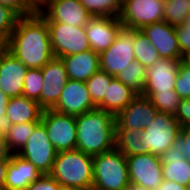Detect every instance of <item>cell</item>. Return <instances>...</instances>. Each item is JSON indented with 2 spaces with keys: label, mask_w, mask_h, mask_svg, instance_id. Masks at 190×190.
<instances>
[{
  "label": "cell",
  "mask_w": 190,
  "mask_h": 190,
  "mask_svg": "<svg viewBox=\"0 0 190 190\" xmlns=\"http://www.w3.org/2000/svg\"><path fill=\"white\" fill-rule=\"evenodd\" d=\"M6 49L32 69L43 68L55 57L47 22L38 12L18 18Z\"/></svg>",
  "instance_id": "1"
},
{
  "label": "cell",
  "mask_w": 190,
  "mask_h": 190,
  "mask_svg": "<svg viewBox=\"0 0 190 190\" xmlns=\"http://www.w3.org/2000/svg\"><path fill=\"white\" fill-rule=\"evenodd\" d=\"M76 149L95 156L115 148V115L96 108L75 116Z\"/></svg>",
  "instance_id": "2"
},
{
  "label": "cell",
  "mask_w": 190,
  "mask_h": 190,
  "mask_svg": "<svg viewBox=\"0 0 190 190\" xmlns=\"http://www.w3.org/2000/svg\"><path fill=\"white\" fill-rule=\"evenodd\" d=\"M49 175L61 186L92 190L93 156L78 149L57 152Z\"/></svg>",
  "instance_id": "3"
},
{
  "label": "cell",
  "mask_w": 190,
  "mask_h": 190,
  "mask_svg": "<svg viewBox=\"0 0 190 190\" xmlns=\"http://www.w3.org/2000/svg\"><path fill=\"white\" fill-rule=\"evenodd\" d=\"M129 184L126 156L116 147L93 156L92 190H126Z\"/></svg>",
  "instance_id": "4"
},
{
  "label": "cell",
  "mask_w": 190,
  "mask_h": 190,
  "mask_svg": "<svg viewBox=\"0 0 190 190\" xmlns=\"http://www.w3.org/2000/svg\"><path fill=\"white\" fill-rule=\"evenodd\" d=\"M180 130L181 126L175 115L158 111L154 121L142 130L143 154L151 153L160 157L172 147Z\"/></svg>",
  "instance_id": "5"
},
{
  "label": "cell",
  "mask_w": 190,
  "mask_h": 190,
  "mask_svg": "<svg viewBox=\"0 0 190 190\" xmlns=\"http://www.w3.org/2000/svg\"><path fill=\"white\" fill-rule=\"evenodd\" d=\"M135 29L122 27L114 43L99 54L100 69L117 76L135 59Z\"/></svg>",
  "instance_id": "6"
},
{
  "label": "cell",
  "mask_w": 190,
  "mask_h": 190,
  "mask_svg": "<svg viewBox=\"0 0 190 190\" xmlns=\"http://www.w3.org/2000/svg\"><path fill=\"white\" fill-rule=\"evenodd\" d=\"M41 122L47 136L57 152L76 149L77 130L75 116L60 113L53 109L43 111Z\"/></svg>",
  "instance_id": "7"
},
{
  "label": "cell",
  "mask_w": 190,
  "mask_h": 190,
  "mask_svg": "<svg viewBox=\"0 0 190 190\" xmlns=\"http://www.w3.org/2000/svg\"><path fill=\"white\" fill-rule=\"evenodd\" d=\"M17 154L31 162L41 174H50L57 151L49 141L46 128L41 121L35 126L26 144Z\"/></svg>",
  "instance_id": "8"
},
{
  "label": "cell",
  "mask_w": 190,
  "mask_h": 190,
  "mask_svg": "<svg viewBox=\"0 0 190 190\" xmlns=\"http://www.w3.org/2000/svg\"><path fill=\"white\" fill-rule=\"evenodd\" d=\"M55 57H63L90 49L85 27H73L62 22H47Z\"/></svg>",
  "instance_id": "9"
},
{
  "label": "cell",
  "mask_w": 190,
  "mask_h": 190,
  "mask_svg": "<svg viewBox=\"0 0 190 190\" xmlns=\"http://www.w3.org/2000/svg\"><path fill=\"white\" fill-rule=\"evenodd\" d=\"M118 18L123 27L140 30L164 20V3L161 0H127L121 4Z\"/></svg>",
  "instance_id": "10"
},
{
  "label": "cell",
  "mask_w": 190,
  "mask_h": 190,
  "mask_svg": "<svg viewBox=\"0 0 190 190\" xmlns=\"http://www.w3.org/2000/svg\"><path fill=\"white\" fill-rule=\"evenodd\" d=\"M129 181L147 189L156 190L163 182L162 162L151 153L126 156Z\"/></svg>",
  "instance_id": "11"
},
{
  "label": "cell",
  "mask_w": 190,
  "mask_h": 190,
  "mask_svg": "<svg viewBox=\"0 0 190 190\" xmlns=\"http://www.w3.org/2000/svg\"><path fill=\"white\" fill-rule=\"evenodd\" d=\"M38 13L46 22H62L73 27H85L92 18L79 0H48Z\"/></svg>",
  "instance_id": "12"
},
{
  "label": "cell",
  "mask_w": 190,
  "mask_h": 190,
  "mask_svg": "<svg viewBox=\"0 0 190 190\" xmlns=\"http://www.w3.org/2000/svg\"><path fill=\"white\" fill-rule=\"evenodd\" d=\"M44 85L41 92V107L52 109L58 102L61 93L69 80L65 65L61 58H52L41 68Z\"/></svg>",
  "instance_id": "13"
},
{
  "label": "cell",
  "mask_w": 190,
  "mask_h": 190,
  "mask_svg": "<svg viewBox=\"0 0 190 190\" xmlns=\"http://www.w3.org/2000/svg\"><path fill=\"white\" fill-rule=\"evenodd\" d=\"M96 108L85 82L69 79L57 104L52 109L67 115L78 116Z\"/></svg>",
  "instance_id": "14"
},
{
  "label": "cell",
  "mask_w": 190,
  "mask_h": 190,
  "mask_svg": "<svg viewBox=\"0 0 190 190\" xmlns=\"http://www.w3.org/2000/svg\"><path fill=\"white\" fill-rule=\"evenodd\" d=\"M28 68L6 48L0 53V90L9 98L22 96Z\"/></svg>",
  "instance_id": "15"
},
{
  "label": "cell",
  "mask_w": 190,
  "mask_h": 190,
  "mask_svg": "<svg viewBox=\"0 0 190 190\" xmlns=\"http://www.w3.org/2000/svg\"><path fill=\"white\" fill-rule=\"evenodd\" d=\"M158 110L147 96L138 94L130 104L116 116V128H133L144 130L154 121Z\"/></svg>",
  "instance_id": "16"
},
{
  "label": "cell",
  "mask_w": 190,
  "mask_h": 190,
  "mask_svg": "<svg viewBox=\"0 0 190 190\" xmlns=\"http://www.w3.org/2000/svg\"><path fill=\"white\" fill-rule=\"evenodd\" d=\"M140 30L158 51L160 58L183 59L174 26L163 20L146 25Z\"/></svg>",
  "instance_id": "17"
},
{
  "label": "cell",
  "mask_w": 190,
  "mask_h": 190,
  "mask_svg": "<svg viewBox=\"0 0 190 190\" xmlns=\"http://www.w3.org/2000/svg\"><path fill=\"white\" fill-rule=\"evenodd\" d=\"M122 27L118 17H92L85 26L90 49L98 54L107 50Z\"/></svg>",
  "instance_id": "18"
},
{
  "label": "cell",
  "mask_w": 190,
  "mask_h": 190,
  "mask_svg": "<svg viewBox=\"0 0 190 190\" xmlns=\"http://www.w3.org/2000/svg\"><path fill=\"white\" fill-rule=\"evenodd\" d=\"M182 60L160 58L152 66L147 67L143 92H164L174 89Z\"/></svg>",
  "instance_id": "19"
},
{
  "label": "cell",
  "mask_w": 190,
  "mask_h": 190,
  "mask_svg": "<svg viewBox=\"0 0 190 190\" xmlns=\"http://www.w3.org/2000/svg\"><path fill=\"white\" fill-rule=\"evenodd\" d=\"M41 176L43 174L31 162L18 154H10L4 185L9 190H25Z\"/></svg>",
  "instance_id": "20"
},
{
  "label": "cell",
  "mask_w": 190,
  "mask_h": 190,
  "mask_svg": "<svg viewBox=\"0 0 190 190\" xmlns=\"http://www.w3.org/2000/svg\"><path fill=\"white\" fill-rule=\"evenodd\" d=\"M60 58L71 80L86 82L100 69L99 54L91 49Z\"/></svg>",
  "instance_id": "21"
},
{
  "label": "cell",
  "mask_w": 190,
  "mask_h": 190,
  "mask_svg": "<svg viewBox=\"0 0 190 190\" xmlns=\"http://www.w3.org/2000/svg\"><path fill=\"white\" fill-rule=\"evenodd\" d=\"M163 180L179 185H190V162L175 147H170L161 156Z\"/></svg>",
  "instance_id": "22"
},
{
  "label": "cell",
  "mask_w": 190,
  "mask_h": 190,
  "mask_svg": "<svg viewBox=\"0 0 190 190\" xmlns=\"http://www.w3.org/2000/svg\"><path fill=\"white\" fill-rule=\"evenodd\" d=\"M43 111L39 102L22 95L9 99L6 116L12 124L40 122Z\"/></svg>",
  "instance_id": "23"
},
{
  "label": "cell",
  "mask_w": 190,
  "mask_h": 190,
  "mask_svg": "<svg viewBox=\"0 0 190 190\" xmlns=\"http://www.w3.org/2000/svg\"><path fill=\"white\" fill-rule=\"evenodd\" d=\"M137 95L134 90L115 77L110 83L107 95H105L103 101L97 108L116 116L121 110L126 108Z\"/></svg>",
  "instance_id": "24"
},
{
  "label": "cell",
  "mask_w": 190,
  "mask_h": 190,
  "mask_svg": "<svg viewBox=\"0 0 190 190\" xmlns=\"http://www.w3.org/2000/svg\"><path fill=\"white\" fill-rule=\"evenodd\" d=\"M142 130L116 128L115 147L125 156L143 154Z\"/></svg>",
  "instance_id": "25"
},
{
  "label": "cell",
  "mask_w": 190,
  "mask_h": 190,
  "mask_svg": "<svg viewBox=\"0 0 190 190\" xmlns=\"http://www.w3.org/2000/svg\"><path fill=\"white\" fill-rule=\"evenodd\" d=\"M38 123L12 124L5 136L7 148L11 154H17L24 147Z\"/></svg>",
  "instance_id": "26"
},
{
  "label": "cell",
  "mask_w": 190,
  "mask_h": 190,
  "mask_svg": "<svg viewBox=\"0 0 190 190\" xmlns=\"http://www.w3.org/2000/svg\"><path fill=\"white\" fill-rule=\"evenodd\" d=\"M114 78L115 76L99 69L85 82L90 98L96 107L103 101L105 95H107V90Z\"/></svg>",
  "instance_id": "27"
},
{
  "label": "cell",
  "mask_w": 190,
  "mask_h": 190,
  "mask_svg": "<svg viewBox=\"0 0 190 190\" xmlns=\"http://www.w3.org/2000/svg\"><path fill=\"white\" fill-rule=\"evenodd\" d=\"M134 55L145 68L152 66L160 59L158 51L141 30H135Z\"/></svg>",
  "instance_id": "28"
},
{
  "label": "cell",
  "mask_w": 190,
  "mask_h": 190,
  "mask_svg": "<svg viewBox=\"0 0 190 190\" xmlns=\"http://www.w3.org/2000/svg\"><path fill=\"white\" fill-rule=\"evenodd\" d=\"M146 68L137 60L122 70L116 78L130 87L137 94H142L144 90Z\"/></svg>",
  "instance_id": "29"
},
{
  "label": "cell",
  "mask_w": 190,
  "mask_h": 190,
  "mask_svg": "<svg viewBox=\"0 0 190 190\" xmlns=\"http://www.w3.org/2000/svg\"><path fill=\"white\" fill-rule=\"evenodd\" d=\"M147 96L159 112L175 115L178 111L181 98L174 89L164 92H142Z\"/></svg>",
  "instance_id": "30"
},
{
  "label": "cell",
  "mask_w": 190,
  "mask_h": 190,
  "mask_svg": "<svg viewBox=\"0 0 190 190\" xmlns=\"http://www.w3.org/2000/svg\"><path fill=\"white\" fill-rule=\"evenodd\" d=\"M92 17H119L118 0H79Z\"/></svg>",
  "instance_id": "31"
},
{
  "label": "cell",
  "mask_w": 190,
  "mask_h": 190,
  "mask_svg": "<svg viewBox=\"0 0 190 190\" xmlns=\"http://www.w3.org/2000/svg\"><path fill=\"white\" fill-rule=\"evenodd\" d=\"M190 12V0H171L164 4V21L176 27L181 25Z\"/></svg>",
  "instance_id": "32"
},
{
  "label": "cell",
  "mask_w": 190,
  "mask_h": 190,
  "mask_svg": "<svg viewBox=\"0 0 190 190\" xmlns=\"http://www.w3.org/2000/svg\"><path fill=\"white\" fill-rule=\"evenodd\" d=\"M44 85V78L41 69L28 68L25 75L23 96L39 102L41 106V92Z\"/></svg>",
  "instance_id": "33"
},
{
  "label": "cell",
  "mask_w": 190,
  "mask_h": 190,
  "mask_svg": "<svg viewBox=\"0 0 190 190\" xmlns=\"http://www.w3.org/2000/svg\"><path fill=\"white\" fill-rule=\"evenodd\" d=\"M174 90L181 99L190 98V65L183 60L179 64Z\"/></svg>",
  "instance_id": "34"
},
{
  "label": "cell",
  "mask_w": 190,
  "mask_h": 190,
  "mask_svg": "<svg viewBox=\"0 0 190 190\" xmlns=\"http://www.w3.org/2000/svg\"><path fill=\"white\" fill-rule=\"evenodd\" d=\"M19 16L10 8L0 4V37L7 42Z\"/></svg>",
  "instance_id": "35"
},
{
  "label": "cell",
  "mask_w": 190,
  "mask_h": 190,
  "mask_svg": "<svg viewBox=\"0 0 190 190\" xmlns=\"http://www.w3.org/2000/svg\"><path fill=\"white\" fill-rule=\"evenodd\" d=\"M172 146L190 162V127H181L180 135L174 140Z\"/></svg>",
  "instance_id": "36"
},
{
  "label": "cell",
  "mask_w": 190,
  "mask_h": 190,
  "mask_svg": "<svg viewBox=\"0 0 190 190\" xmlns=\"http://www.w3.org/2000/svg\"><path fill=\"white\" fill-rule=\"evenodd\" d=\"M0 4L13 10L19 17L37 13L26 0H0Z\"/></svg>",
  "instance_id": "37"
},
{
  "label": "cell",
  "mask_w": 190,
  "mask_h": 190,
  "mask_svg": "<svg viewBox=\"0 0 190 190\" xmlns=\"http://www.w3.org/2000/svg\"><path fill=\"white\" fill-rule=\"evenodd\" d=\"M9 97L0 90V134L6 136L12 126L11 120L6 116Z\"/></svg>",
  "instance_id": "38"
},
{
  "label": "cell",
  "mask_w": 190,
  "mask_h": 190,
  "mask_svg": "<svg viewBox=\"0 0 190 190\" xmlns=\"http://www.w3.org/2000/svg\"><path fill=\"white\" fill-rule=\"evenodd\" d=\"M61 185L50 175H43L25 190H60Z\"/></svg>",
  "instance_id": "39"
},
{
  "label": "cell",
  "mask_w": 190,
  "mask_h": 190,
  "mask_svg": "<svg viewBox=\"0 0 190 190\" xmlns=\"http://www.w3.org/2000/svg\"><path fill=\"white\" fill-rule=\"evenodd\" d=\"M175 30L181 56L184 57L190 52V30H186L182 25L176 26Z\"/></svg>",
  "instance_id": "40"
},
{
  "label": "cell",
  "mask_w": 190,
  "mask_h": 190,
  "mask_svg": "<svg viewBox=\"0 0 190 190\" xmlns=\"http://www.w3.org/2000/svg\"><path fill=\"white\" fill-rule=\"evenodd\" d=\"M175 117L181 127H190V98L181 100Z\"/></svg>",
  "instance_id": "41"
},
{
  "label": "cell",
  "mask_w": 190,
  "mask_h": 190,
  "mask_svg": "<svg viewBox=\"0 0 190 190\" xmlns=\"http://www.w3.org/2000/svg\"><path fill=\"white\" fill-rule=\"evenodd\" d=\"M187 187L179 185L174 181L163 180L160 186L156 190H186Z\"/></svg>",
  "instance_id": "42"
},
{
  "label": "cell",
  "mask_w": 190,
  "mask_h": 190,
  "mask_svg": "<svg viewBox=\"0 0 190 190\" xmlns=\"http://www.w3.org/2000/svg\"><path fill=\"white\" fill-rule=\"evenodd\" d=\"M8 161H9V157L0 158V185L5 184V176H6Z\"/></svg>",
  "instance_id": "43"
},
{
  "label": "cell",
  "mask_w": 190,
  "mask_h": 190,
  "mask_svg": "<svg viewBox=\"0 0 190 190\" xmlns=\"http://www.w3.org/2000/svg\"><path fill=\"white\" fill-rule=\"evenodd\" d=\"M26 2L36 11L40 12L46 5L48 0H26Z\"/></svg>",
  "instance_id": "44"
},
{
  "label": "cell",
  "mask_w": 190,
  "mask_h": 190,
  "mask_svg": "<svg viewBox=\"0 0 190 190\" xmlns=\"http://www.w3.org/2000/svg\"><path fill=\"white\" fill-rule=\"evenodd\" d=\"M10 154L11 153L9 152L7 145H6L5 136L0 134V158L9 157Z\"/></svg>",
  "instance_id": "45"
},
{
  "label": "cell",
  "mask_w": 190,
  "mask_h": 190,
  "mask_svg": "<svg viewBox=\"0 0 190 190\" xmlns=\"http://www.w3.org/2000/svg\"><path fill=\"white\" fill-rule=\"evenodd\" d=\"M186 30H190V12L187 14L184 22L181 24Z\"/></svg>",
  "instance_id": "46"
},
{
  "label": "cell",
  "mask_w": 190,
  "mask_h": 190,
  "mask_svg": "<svg viewBox=\"0 0 190 190\" xmlns=\"http://www.w3.org/2000/svg\"><path fill=\"white\" fill-rule=\"evenodd\" d=\"M126 190H151V189H147V188H144V187H141V186H138V185H135V184H129L127 189Z\"/></svg>",
  "instance_id": "47"
},
{
  "label": "cell",
  "mask_w": 190,
  "mask_h": 190,
  "mask_svg": "<svg viewBox=\"0 0 190 190\" xmlns=\"http://www.w3.org/2000/svg\"><path fill=\"white\" fill-rule=\"evenodd\" d=\"M6 48V42L0 37V53Z\"/></svg>",
  "instance_id": "48"
},
{
  "label": "cell",
  "mask_w": 190,
  "mask_h": 190,
  "mask_svg": "<svg viewBox=\"0 0 190 190\" xmlns=\"http://www.w3.org/2000/svg\"><path fill=\"white\" fill-rule=\"evenodd\" d=\"M60 190H86V189L61 186Z\"/></svg>",
  "instance_id": "49"
},
{
  "label": "cell",
  "mask_w": 190,
  "mask_h": 190,
  "mask_svg": "<svg viewBox=\"0 0 190 190\" xmlns=\"http://www.w3.org/2000/svg\"><path fill=\"white\" fill-rule=\"evenodd\" d=\"M183 61L190 65V52L183 57Z\"/></svg>",
  "instance_id": "50"
},
{
  "label": "cell",
  "mask_w": 190,
  "mask_h": 190,
  "mask_svg": "<svg viewBox=\"0 0 190 190\" xmlns=\"http://www.w3.org/2000/svg\"><path fill=\"white\" fill-rule=\"evenodd\" d=\"M0 190H9L5 185H0Z\"/></svg>",
  "instance_id": "51"
},
{
  "label": "cell",
  "mask_w": 190,
  "mask_h": 190,
  "mask_svg": "<svg viewBox=\"0 0 190 190\" xmlns=\"http://www.w3.org/2000/svg\"><path fill=\"white\" fill-rule=\"evenodd\" d=\"M164 4L171 1V0H161Z\"/></svg>",
  "instance_id": "52"
},
{
  "label": "cell",
  "mask_w": 190,
  "mask_h": 190,
  "mask_svg": "<svg viewBox=\"0 0 190 190\" xmlns=\"http://www.w3.org/2000/svg\"><path fill=\"white\" fill-rule=\"evenodd\" d=\"M118 1L120 2V4H123L127 0H118Z\"/></svg>",
  "instance_id": "53"
}]
</instances>
